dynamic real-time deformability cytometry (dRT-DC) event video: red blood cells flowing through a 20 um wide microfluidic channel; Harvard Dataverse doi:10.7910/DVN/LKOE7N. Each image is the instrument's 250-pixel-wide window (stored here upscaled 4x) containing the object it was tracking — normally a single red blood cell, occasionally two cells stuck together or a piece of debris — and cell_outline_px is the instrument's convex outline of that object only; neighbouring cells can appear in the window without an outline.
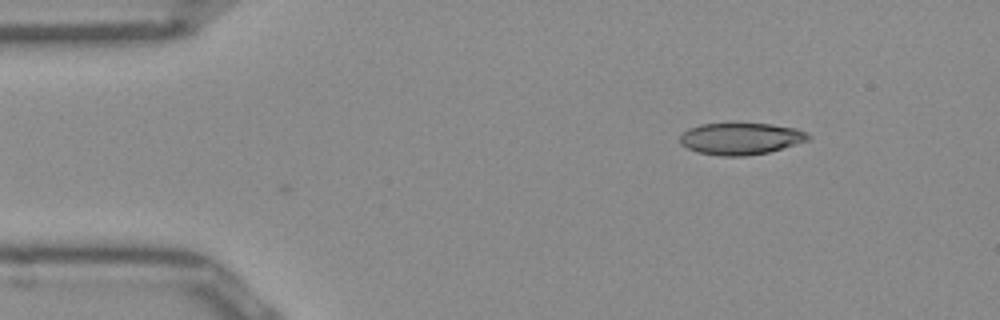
{"species": "Egyptian fruit bat (a non-hibernating species)", "species_latin": "Rousettus aegyptiacus", "temperature_condition": "room temperature", "stored_images_in_passage": 18, "camera_frame_rate_fps": 3000, "um_per_image_px": 0.085, "frame": {"image": 1, "passage_image": 1, "time_ms": 0.0, "image_size_px": [1000, 320], "cell_outline_px": [[812, 136], [808, 140], [768, 152], [744, 156], [720, 156], [696, 152], [680, 144], [680, 136], [688, 128], [700, 124], [772, 124], [796, 128]], "centroid_in_image_um": [62.93, 11.79], "position_along_channel_um": 22.1, "area_um2": 23.58}}
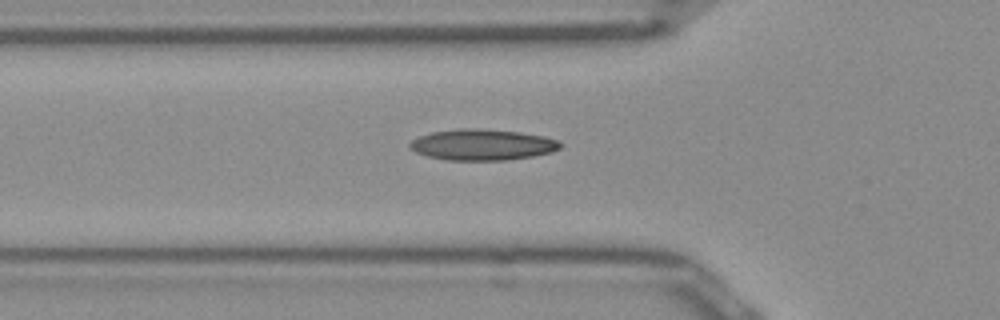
{"frame": {"image": 2, "passage_image": 11, "time_ms": 3.333, "image_size_px": [1000, 320], "cell_outline_px": [[564, 144], [560, 148], [552, 152], [532, 156], [504, 160], [448, 160], [428, 156], [416, 152], [408, 148], [408, 144], [412, 140], [420, 136], [432, 132], [460, 128], [476, 128], [520, 132], [544, 136], [560, 140]], "centroid_in_image_um": [41.02, 12.29], "position_along_channel_um": 84.8, "area_um2": 27.28}}
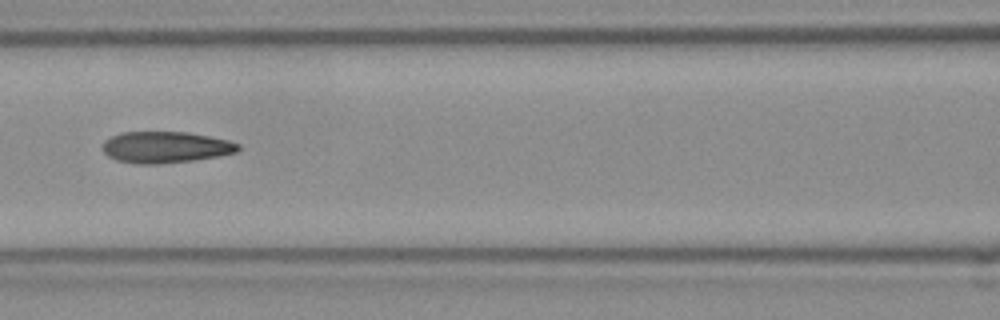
{"frame": {"image": 3, "passage_image": 16, "time_ms": 5.0, "image_size_px": [1000, 320], "cell_outline_px": [[240, 148], [236, 152], [216, 156], [192, 160], [156, 164], [136, 164], [116, 160], [108, 156], [104, 152], [104, 140], [120, 132], [188, 132], [228, 140], [240, 144]], "centroid_in_image_um": [14.05, 12.51], "position_along_channel_um": 152.5, "area_um2": 24.62}}